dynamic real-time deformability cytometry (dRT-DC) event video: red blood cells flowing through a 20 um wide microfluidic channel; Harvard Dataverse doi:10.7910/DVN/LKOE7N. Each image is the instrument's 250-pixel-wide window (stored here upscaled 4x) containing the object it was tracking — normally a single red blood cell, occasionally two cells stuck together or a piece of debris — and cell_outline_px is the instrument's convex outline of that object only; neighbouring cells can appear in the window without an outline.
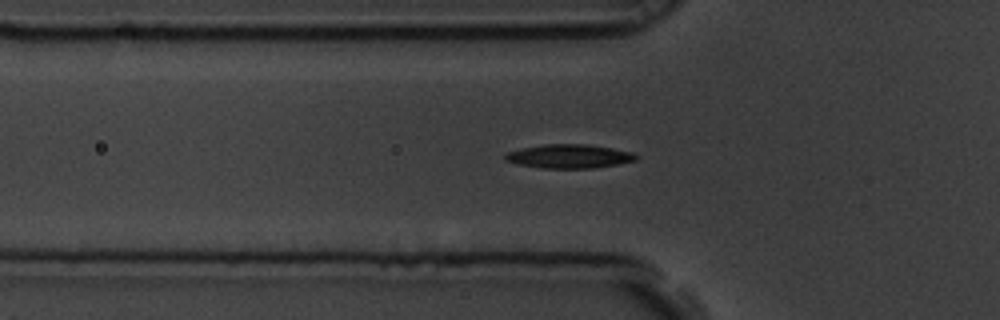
{"species": "common noctule bat (a hibernating species)", "species_latin": "Nyctalus noctula", "temperature_condition": "room temperature", "stored_images_in_passage": 50, "camera_frame_rate_fps": 3000, "um_per_image_px": 0.085, "animal": {"sex": "male", "body_mass_g": 19.5, "forearm_length_mm": 54.6}, "frame": {"image": 1, "passage_image": 19, "time_ms": 6.0, "image_size_px": [1000, 320], "cell_outline_px": [[640, 156], [636, 160], [596, 168], [540, 168], [520, 164], [504, 160], [504, 152], [520, 148], [544, 144], [588, 144], [612, 148], [632, 152]], "centroid_in_image_um": [48.35, 13.28], "position_along_channel_um": 77.4, "area_um2": 18.32}}
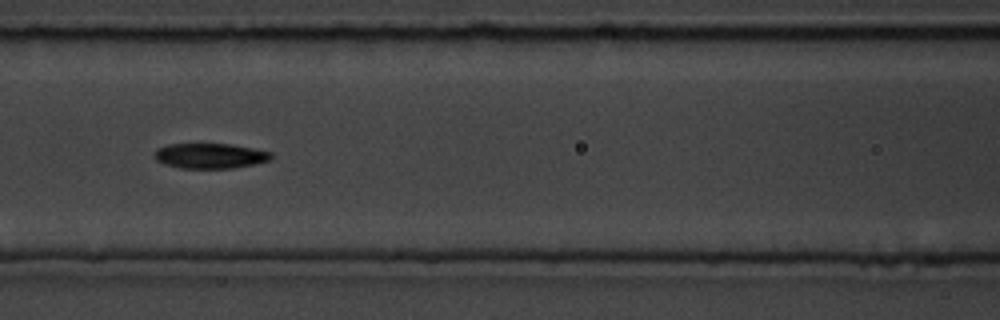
{"frame": {"image": 2, "passage_image": 25, "time_ms": 8.0, "image_size_px": [1000, 320], "cell_outline_px": [[272, 160], [256, 164], [232, 168], [180, 168], [164, 164], [156, 160], [156, 148], [168, 144], [232, 144], [272, 152]], "centroid_in_image_um": [17.89, 13.25], "position_along_channel_um": 148.7, "area_um2": 17.17}}
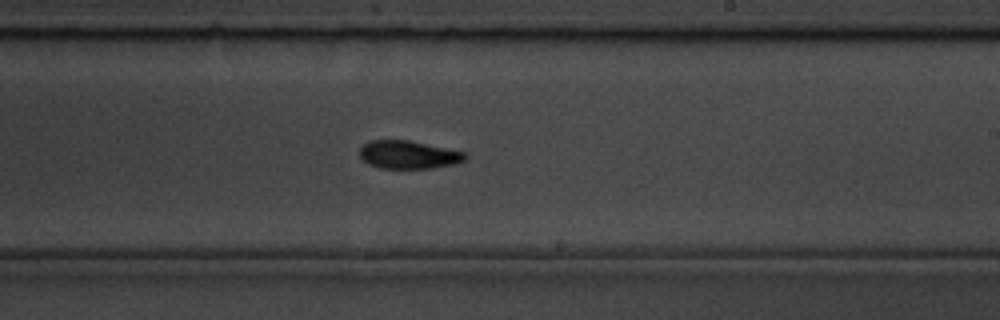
{"frame": {"image": 3, "passage_image": 34, "time_ms": 11.0, "image_size_px": [1000, 320], "cell_outline_px": [[468, 156], [464, 160], [456, 164], [432, 168], [380, 168], [368, 164], [360, 156], [360, 148], [368, 140], [408, 140], [464, 152]], "centroid_in_image_um": [34.71, 13.15], "position_along_channel_um": 254.3, "area_um2": 17.17}, "authors_computed_cell_mechanics": {"area_um2": 17.2822, "velocity_mm_per_s": 3.538, "shape_relaxation_time_tau1_ms": 3.8672, "shape_relaxation_time_tau2_ms": 4.5436, "deformation_change_tau1": 0.1367, "deformation_change_tau2": 0.1051}}